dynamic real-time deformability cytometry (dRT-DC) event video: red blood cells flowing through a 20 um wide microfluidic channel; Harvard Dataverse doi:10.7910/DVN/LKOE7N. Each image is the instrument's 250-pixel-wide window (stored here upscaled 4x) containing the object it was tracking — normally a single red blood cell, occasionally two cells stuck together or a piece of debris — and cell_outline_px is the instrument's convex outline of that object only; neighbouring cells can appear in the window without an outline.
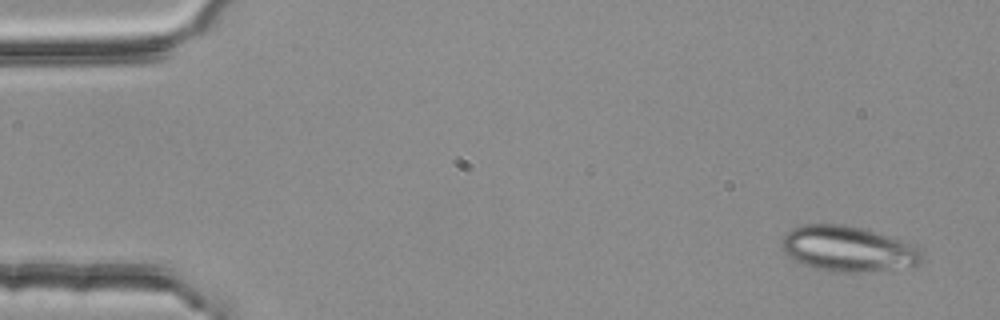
{"species": "common noctule bat (a hibernating species)", "species_latin": "Nyctalus noctula", "temperature_condition": "room temperature", "stored_images_in_passage": 5, "camera_frame_rate_fps": 3000, "um_per_image_px": 0.085, "animal": {"sex": "female", "body_mass_g": 25.1}, "frame": {"image": 1, "passage_image": 1, "time_ms": 0.0, "image_size_px": [1000, 320], "cell_outline_px": [[924, 252], [920, 260], [916, 264], [872, 272], [836, 272], [816, 268], [792, 260], [784, 252], [780, 244], [784, 236], [792, 228], [800, 224], [844, 224], [860, 228], [888, 236], [920, 248]], "centroid_in_image_um": [72.01, 21.15], "position_along_channel_um": 13.0, "area_um2": 36.82}}